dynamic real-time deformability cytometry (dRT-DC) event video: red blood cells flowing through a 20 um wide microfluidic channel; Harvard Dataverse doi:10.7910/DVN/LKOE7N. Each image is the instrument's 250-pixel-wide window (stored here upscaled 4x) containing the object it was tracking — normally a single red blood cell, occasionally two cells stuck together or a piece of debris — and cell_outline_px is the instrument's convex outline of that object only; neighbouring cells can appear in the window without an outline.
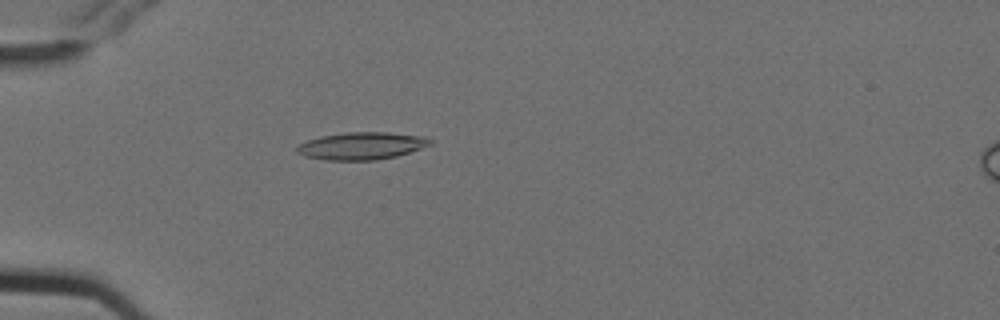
{"species": "Egyptian fruit bat (a non-hibernating species)", "species_latin": "Rousettus aegyptiacus", "temperature_condition": "cold", "stored_images_in_passage": 4, "camera_frame_rate_fps": 3000, "um_per_image_px": 0.085, "animal": {"sex": "female"}, "frame": {"image": 1, "passage_image": 3, "time_ms": 0.667, "image_size_px": [1000, 320], "cell_outline_px": [[432, 144], [396, 156], [376, 160], [328, 160], [304, 156], [296, 152], [296, 148], [300, 144], [308, 140], [320, 136], [348, 132], [388, 132], [424, 136], [432, 140]], "centroid_in_image_um": [30.73, 12.39], "position_along_channel_um": 54.3, "area_um2": 21.15}}